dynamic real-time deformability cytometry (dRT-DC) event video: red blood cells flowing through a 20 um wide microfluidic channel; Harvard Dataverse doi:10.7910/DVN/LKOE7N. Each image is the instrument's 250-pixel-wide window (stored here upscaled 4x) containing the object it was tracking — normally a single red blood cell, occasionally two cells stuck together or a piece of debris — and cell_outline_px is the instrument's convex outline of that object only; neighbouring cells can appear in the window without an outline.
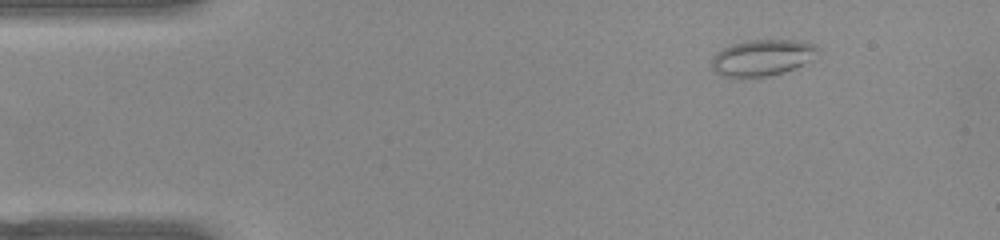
{"species": "common noctule bat (a hibernating species)", "species_latin": "Nyctalus noctula", "temperature_condition": "warm", "stored_images_in_passage": 47, "camera_frame_rate_fps": 3000, "um_per_image_px": 0.085, "animal": {"sex": "female", "body_mass_g": 22.0, "forearm_length_mm": 56.7}, "frame": {"image": 1, "passage_image": 2, "time_ms": 0.333, "image_size_px": [1000, 240], "cell_outline_px": [[820, 48], [808, 60], [784, 72], [768, 76], [732, 80], [716, 72], [712, 68], [712, 56], [716, 52], [732, 44], [752, 40], [796, 40], [816, 44]], "centroid_in_image_um": [64.71, 4.93], "position_along_channel_um": 20.3, "area_um2": 22.48}}
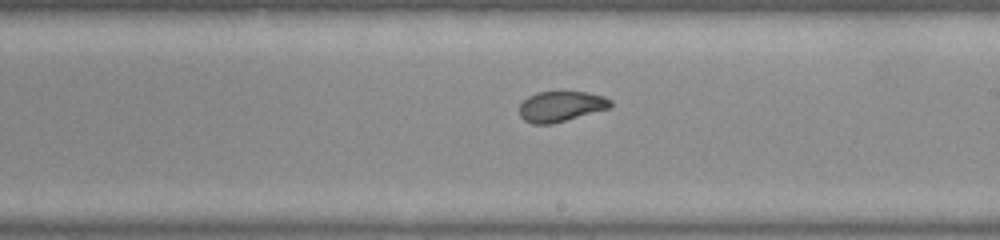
{"frame": {"image": 2, "passage_image": 25, "time_ms": 8.0, "image_size_px": [1000, 240], "cell_outline_px": [[612, 104], [608, 108], [552, 124], [532, 124], [524, 120], [520, 116], [520, 104], [528, 96], [536, 92], [584, 92], [604, 96], [612, 100]], "centroid_in_image_um": [47.65, 9.04], "position_along_channel_um": 241.3, "area_um2": 16.01}}
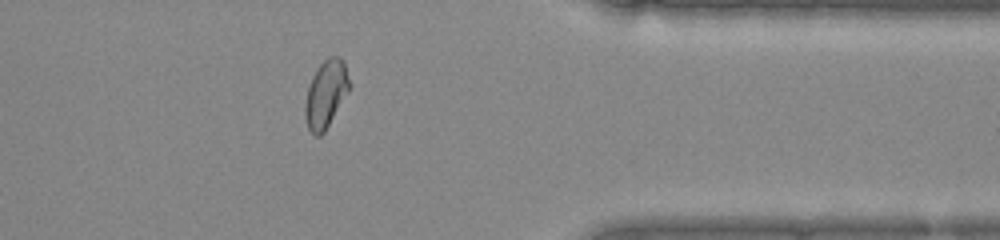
{"frame": {"image": 3, "passage_image": 37, "time_ms": 12.0, "image_size_px": [1000, 240], "cell_outline_px": [[348, 92], [324, 132], [320, 136], [316, 136], [308, 128], [304, 112], [304, 108], [308, 88], [312, 76], [316, 68], [328, 56], [340, 56], [344, 60], [348, 80]], "centroid_in_image_um": [27.68, 7.97], "position_along_channel_um": 383.7, "area_um2": 17.11}, "authors_computed_cell_mechanics": {"area_um2": 17.6868, "velocity_mm_per_s": 3.9466, "shape_relaxation_time_tau1_ms": null, "shape_relaxation_time_tau2_ms": 1.025, "deformation_change_tau1": null, "deformation_change_tau2": 0.0634}}